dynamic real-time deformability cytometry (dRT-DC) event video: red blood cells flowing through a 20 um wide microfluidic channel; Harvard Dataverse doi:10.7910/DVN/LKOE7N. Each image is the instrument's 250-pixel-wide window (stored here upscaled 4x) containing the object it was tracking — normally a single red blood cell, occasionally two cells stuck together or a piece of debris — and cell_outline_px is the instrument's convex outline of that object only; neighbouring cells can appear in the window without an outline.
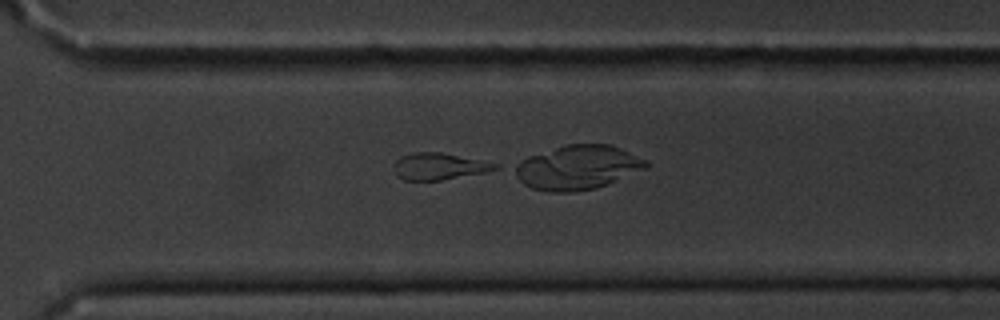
{"species": "common noctule bat (a hibernating species)", "species_latin": "Nyctalus noctula", "temperature_condition": "cold", "stored_images_in_passage": 55, "camera_frame_rate_fps": 3000, "um_per_image_px": 0.085, "animal": {"sex": "male", "body_mass_g": 20.1, "forearm_length_mm": 53.5}, "frame": {"image": 1, "passage_image": 39, "time_ms": 12.667, "image_size_px": [1000, 320], "cell_outline_px": [[500, 168], [484, 172], [440, 180], [404, 180], [396, 176], [392, 168], [392, 164], [400, 156], [416, 152], [440, 152], [500, 164]], "centroid_in_image_um": [37.26, 14.14], "position_along_channel_um": 333.3, "area_um2": 15.78}}